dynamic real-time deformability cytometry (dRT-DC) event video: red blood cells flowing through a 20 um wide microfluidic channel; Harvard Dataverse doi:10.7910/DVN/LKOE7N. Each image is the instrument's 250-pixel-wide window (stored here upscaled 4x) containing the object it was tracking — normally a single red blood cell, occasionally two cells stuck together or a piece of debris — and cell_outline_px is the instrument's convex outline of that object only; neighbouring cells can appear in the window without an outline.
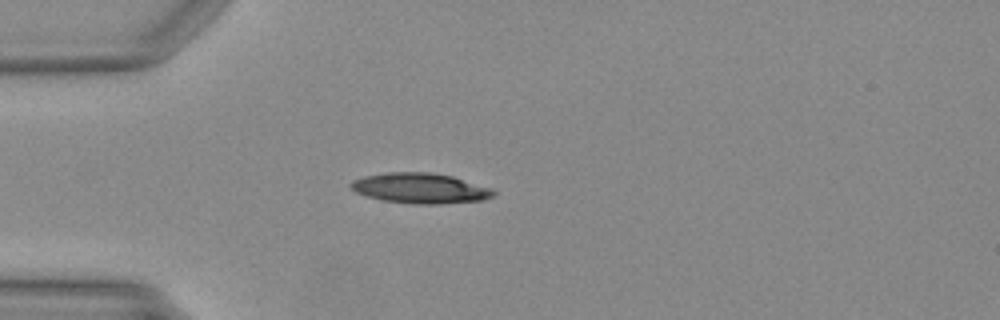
{"species": "Egyptian fruit bat (a non-hibernating species)", "species_latin": "Rousettus aegyptiacus", "temperature_condition": "warm", "stored_images_in_passage": 37, "camera_frame_rate_fps": 3000, "um_per_image_px": 0.085, "animal": {"sex": "female"}, "frame": {"image": 1, "passage_image": 1, "time_ms": 0.0, "image_size_px": [1000, 320], "cell_outline_px": [[496, 192], [492, 196], [480, 200], [436, 204], [416, 204], [384, 200], [368, 196], [356, 192], [348, 184], [352, 180], [364, 176], [384, 172], [432, 172], [452, 176], [492, 188]], "centroid_in_image_um": [35.7, 15.98], "position_along_channel_um": 49.3, "area_um2": 25.03}}
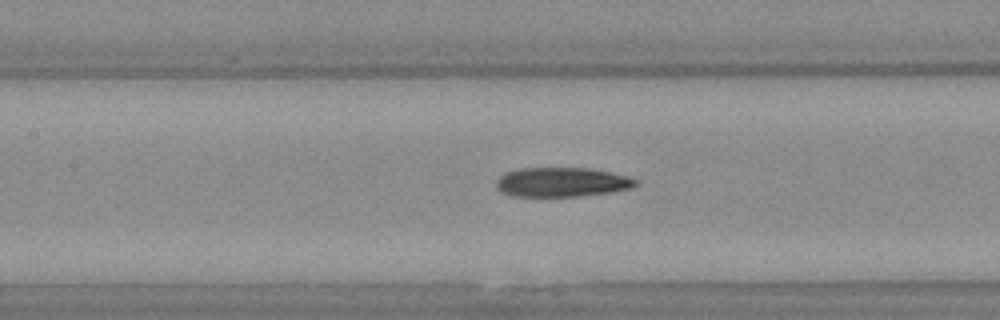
{"frame": {"image": 2, "passage_image": 10, "time_ms": 3.0, "image_size_px": [1000, 320], "cell_outline_px": [[640, 180], [632, 188], [612, 192], [580, 196], [512, 196], [496, 188], [496, 180], [504, 172], [520, 168], [588, 168], [628, 176]], "centroid_in_image_um": [47.76, 15.48], "position_along_channel_um": 159.6, "area_um2": 23.93}}
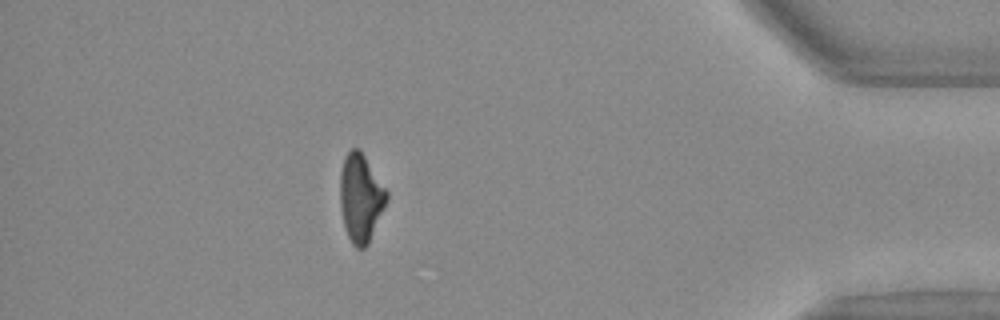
{"frame": {"image": 3, "passage_image": 31, "time_ms": 10.0, "image_size_px": [1000, 320], "cell_outline_px": [[388, 200], [368, 244], [364, 248], [356, 248], [352, 244], [348, 236], [344, 224], [340, 208], [340, 172], [344, 156], [352, 148], [360, 148], [388, 192]], "centroid_in_image_um": [30.66, 16.8], "position_along_channel_um": 404.5, "area_um2": 23.99}}